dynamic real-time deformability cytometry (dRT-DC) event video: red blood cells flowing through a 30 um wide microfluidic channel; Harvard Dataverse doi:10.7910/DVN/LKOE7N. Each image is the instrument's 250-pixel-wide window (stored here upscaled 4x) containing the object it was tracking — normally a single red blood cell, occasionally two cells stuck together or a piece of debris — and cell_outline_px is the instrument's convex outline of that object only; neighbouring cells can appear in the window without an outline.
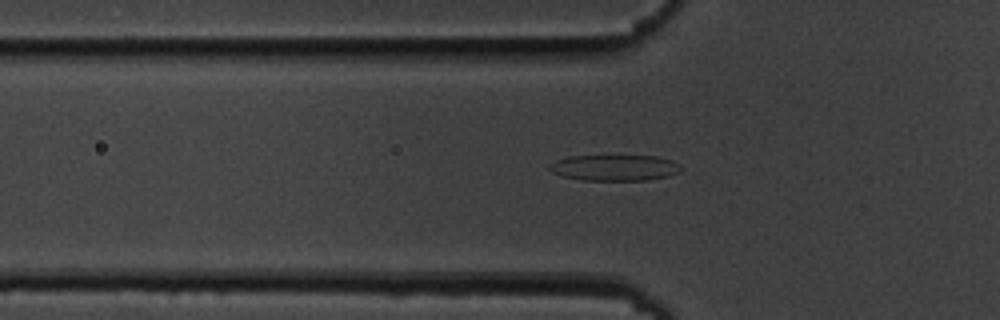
{"species": "common noctule bat (a hibernating species)", "species_latin": "Nyctalus noctula", "temperature_condition": "cold", "stored_images_in_passage": 52, "camera_frame_rate_fps": 3000, "um_per_image_px": 0.085, "animal": {"sex": "male", "body_mass_g": 19.5, "forearm_length_mm": 54.6}, "frame": {"image": 1, "passage_image": 17, "time_ms": 5.333, "image_size_px": [1000, 320], "cell_outline_px": [[680, 172], [668, 176], [648, 180], [580, 180], [564, 176], [552, 172], [548, 168], [548, 164], [556, 160], [568, 156], [656, 156], [672, 160], [680, 164]], "centroid_in_image_um": [52.23, 14.25], "position_along_channel_um": 73.6, "area_um2": 19.94}}
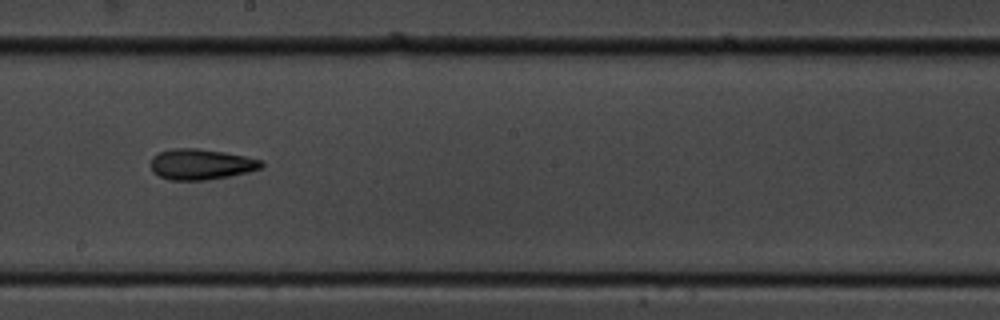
{"frame": {"image": 2, "passage_image": 30, "time_ms": 9.667, "image_size_px": [1000, 320], "cell_outline_px": [[264, 164], [260, 168], [248, 172], [228, 176], [204, 180], [168, 180], [152, 172], [152, 156], [160, 152], [172, 148], [196, 148], [224, 152], [264, 160]], "centroid_in_image_um": [17.09, 13.96], "position_along_channel_um": 231.1, "area_um2": 19.71}}
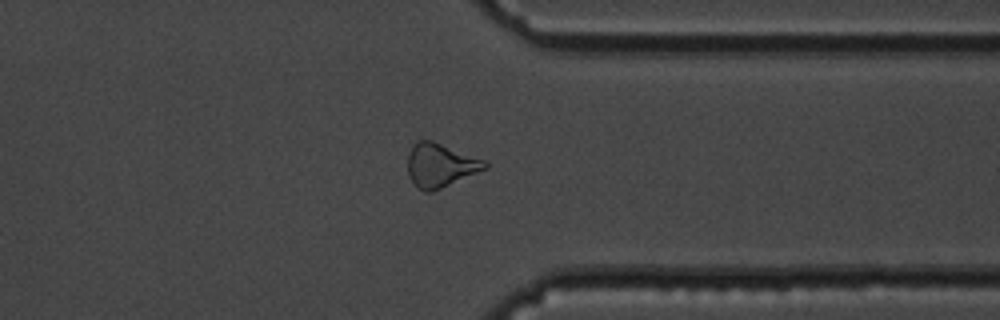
{"frame": {"image": 3, "passage_image": 42, "time_ms": 13.667, "image_size_px": [1000, 320], "cell_outline_px": [[488, 168], [432, 192], [424, 192], [416, 188], [408, 176], [408, 156], [416, 140], [432, 140], [484, 160], [488, 164]], "centroid_in_image_um": [37.41, 14.07], "position_along_channel_um": 374.0, "area_um2": 19.65}}